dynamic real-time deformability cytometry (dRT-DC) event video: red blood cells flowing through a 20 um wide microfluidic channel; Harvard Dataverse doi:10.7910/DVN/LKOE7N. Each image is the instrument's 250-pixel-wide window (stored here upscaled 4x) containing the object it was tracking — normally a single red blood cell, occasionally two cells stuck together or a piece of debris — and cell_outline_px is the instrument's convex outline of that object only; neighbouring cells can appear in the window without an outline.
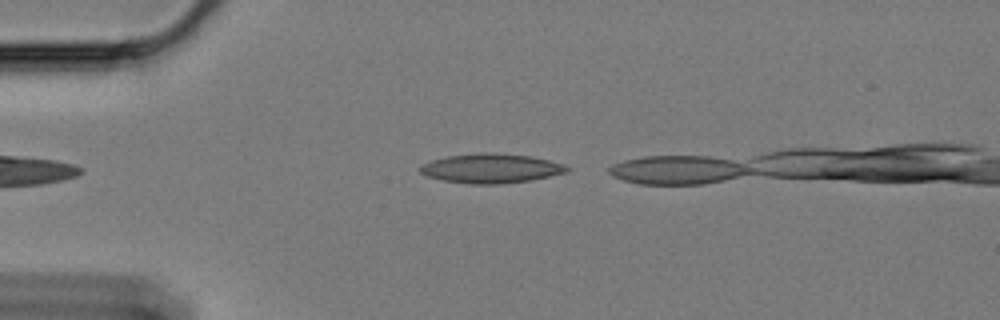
{"species": "Egyptian fruit bat (a non-hibernating species)", "species_latin": "Rousettus aegyptiacus", "temperature_condition": "cold", "stored_images_in_passage": 5, "camera_frame_rate_fps": 3000, "um_per_image_px": 0.085, "animal": {"sex": "female"}, "frame": {"image": 1, "passage_image": 2, "time_ms": 0.333, "image_size_px": [1000, 320], "cell_outline_px": [[568, 172], [532, 180], [496, 184], [468, 184], [444, 180], [428, 176], [420, 172], [420, 164], [432, 160], [448, 156], [528, 156], [548, 160], [564, 164], [568, 168]], "centroid_in_image_um": [41.74, 14.37], "position_along_channel_um": 43.3, "area_um2": 23.7}}